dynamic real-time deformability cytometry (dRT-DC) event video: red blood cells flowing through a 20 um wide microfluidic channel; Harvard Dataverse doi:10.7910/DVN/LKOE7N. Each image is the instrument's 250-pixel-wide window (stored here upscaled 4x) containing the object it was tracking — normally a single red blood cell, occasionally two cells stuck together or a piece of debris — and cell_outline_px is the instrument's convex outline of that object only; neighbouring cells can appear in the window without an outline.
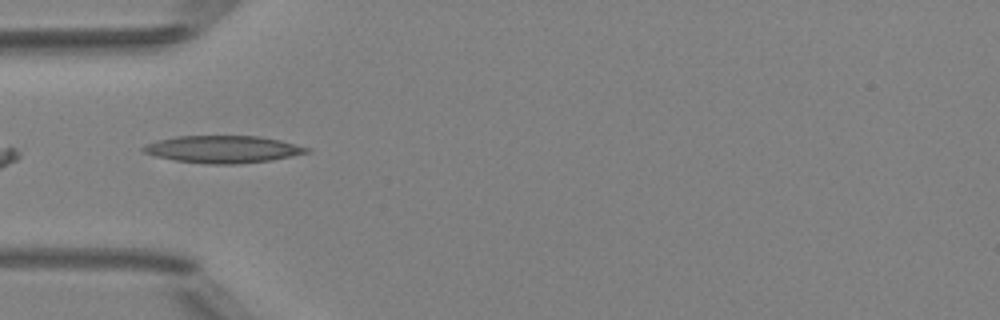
{"species": "Egyptian fruit bat (a non-hibernating species)", "species_latin": "Rousettus aegyptiacus", "temperature_condition": "room temperature", "stored_images_in_passage": 2, "camera_frame_rate_fps": 3000, "um_per_image_px": 0.085, "animal": {"sex": "female"}, "frame": {"image": 1, "passage_image": 1, "time_ms": 0.0, "image_size_px": [1000, 320], "cell_outline_px": [[312, 152], [272, 160], [236, 164], [204, 164], [176, 160], [156, 156], [140, 152], [140, 148], [144, 144], [156, 140], [176, 136], [260, 136], [280, 140], [312, 148]], "centroid_in_image_um": [18.94, 12.68], "position_along_channel_um": 66.1, "area_um2": 26.3}}
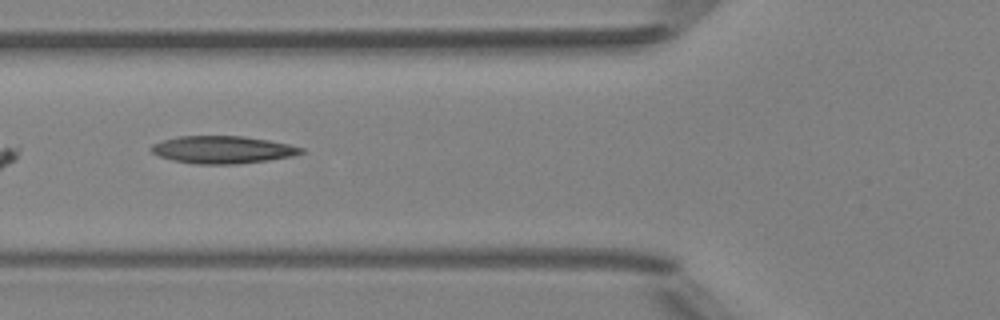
{"frame": {"image": 2, "passage_image": 2, "time_ms": 1.0, "image_size_px": [1000, 320], "cell_outline_px": [[304, 152], [292, 156], [268, 160], [236, 164], [196, 164], [172, 160], [160, 156], [152, 152], [152, 144], [164, 140], [180, 136], [244, 136], [268, 140], [288, 144], [304, 148]], "centroid_in_image_um": [18.94, 12.72], "position_along_channel_um": 106.9, "area_um2": 23.81}}